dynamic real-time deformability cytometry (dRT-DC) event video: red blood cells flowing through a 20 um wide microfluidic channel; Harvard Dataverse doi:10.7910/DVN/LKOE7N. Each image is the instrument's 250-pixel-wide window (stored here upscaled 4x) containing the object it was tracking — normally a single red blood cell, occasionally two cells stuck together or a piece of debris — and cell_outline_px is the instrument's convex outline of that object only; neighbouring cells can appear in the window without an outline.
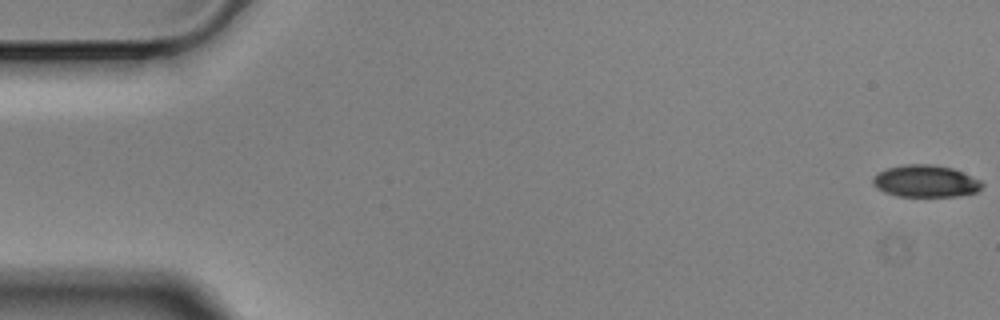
{"species": "Egyptian fruit bat (a non-hibernating species)", "species_latin": "Rousettus aegyptiacus", "temperature_condition": "cold", "stored_images_in_passage": 17, "camera_frame_rate_fps": 3000, "um_per_image_px": 0.085, "animal": {"sex": "male"}, "frame": {"image": 1, "passage_image": 1, "time_ms": 0.0, "image_size_px": [1000, 320], "cell_outline_px": [[984, 184], [976, 192], [960, 196], [896, 196], [884, 192], [876, 188], [872, 184], [872, 176], [888, 168], [904, 164], [928, 164], [952, 168], [980, 180]], "centroid_in_image_um": [78.64, 15.4], "position_along_channel_um": 6.4, "area_um2": 20.35}}
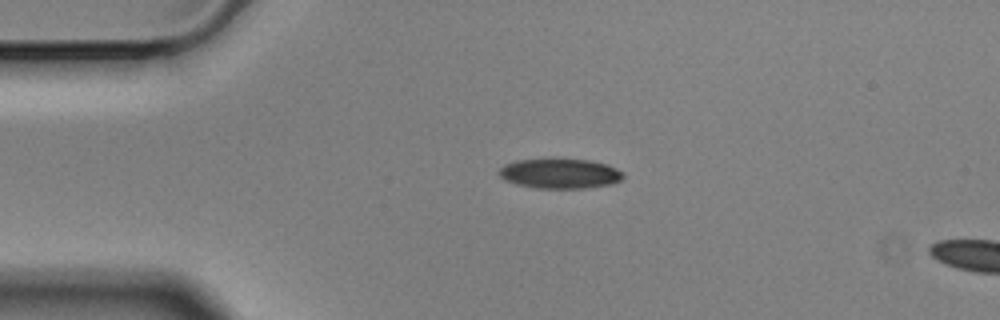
{"frame": {"image": 2, "passage_image": 13, "time_ms": 4.0, "image_size_px": [1000, 320], "cell_outline_px": [[624, 176], [620, 180], [608, 184], [584, 188], [536, 188], [516, 184], [504, 180], [496, 172], [504, 164], [516, 160], [548, 156], [556, 156], [588, 160], [608, 164], [624, 172]], "centroid_in_image_um": [47.53, 14.69], "position_along_channel_um": 37.5, "area_um2": 22.54}}